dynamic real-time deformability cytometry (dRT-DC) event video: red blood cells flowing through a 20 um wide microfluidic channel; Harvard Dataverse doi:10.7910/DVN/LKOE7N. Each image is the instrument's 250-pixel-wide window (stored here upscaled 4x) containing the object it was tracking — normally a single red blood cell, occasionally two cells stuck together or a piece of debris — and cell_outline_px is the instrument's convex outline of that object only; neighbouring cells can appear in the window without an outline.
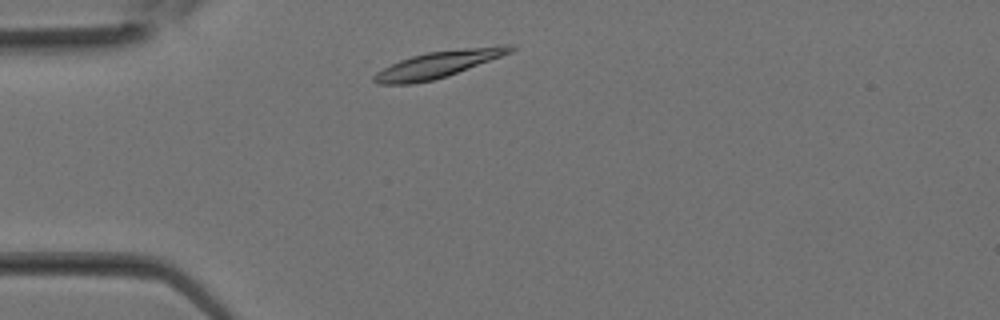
{"species": "Egyptian fruit bat (a non-hibernating species)", "species_latin": "Rousettus aegyptiacus", "temperature_condition": "room temperature", "stored_images_in_passage": 6, "camera_frame_rate_fps": 3000, "um_per_image_px": 0.085, "animal": {"sex": "female"}, "frame": {"image": 1, "passage_image": 1, "time_ms": 0.0, "image_size_px": [1000, 320], "cell_outline_px": [[516, 48], [512, 52], [448, 76], [432, 80], [412, 84], [376, 84], [372, 80], [372, 76], [376, 72], [400, 60], [412, 56], [428, 52], [504, 44], [512, 44]], "centroid_in_image_um": [37.25, 5.47], "position_along_channel_um": 47.7, "area_um2": 21.04}}
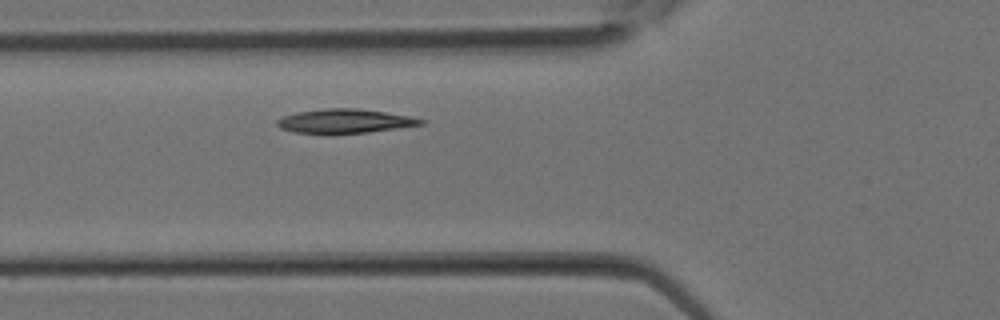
{"frame": {"image": 2, "passage_image": 4, "time_ms": 1.0, "image_size_px": [1000, 320], "cell_outline_px": [[424, 124], [368, 132], [292, 132], [280, 128], [276, 124], [276, 120], [284, 116], [296, 112], [324, 108], [356, 108], [384, 112], [408, 116], [424, 120]], "centroid_in_image_um": [29.27, 10.27], "position_along_channel_um": 96.5, "area_um2": 19.59}}
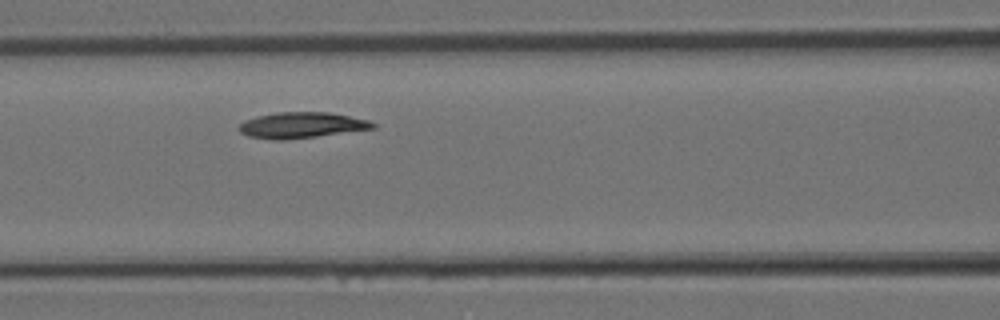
{"frame": {"image": 3, "passage_image": 6, "time_ms": 1.667, "image_size_px": [1000, 320], "cell_outline_px": [[376, 128], [316, 136], [284, 140], [272, 140], [248, 136], [240, 132], [236, 128], [244, 120], [256, 116], [276, 112], [328, 112], [368, 120], [376, 124]], "centroid_in_image_um": [25.57, 10.64], "position_along_channel_um": 141.0, "area_um2": 20.17}}